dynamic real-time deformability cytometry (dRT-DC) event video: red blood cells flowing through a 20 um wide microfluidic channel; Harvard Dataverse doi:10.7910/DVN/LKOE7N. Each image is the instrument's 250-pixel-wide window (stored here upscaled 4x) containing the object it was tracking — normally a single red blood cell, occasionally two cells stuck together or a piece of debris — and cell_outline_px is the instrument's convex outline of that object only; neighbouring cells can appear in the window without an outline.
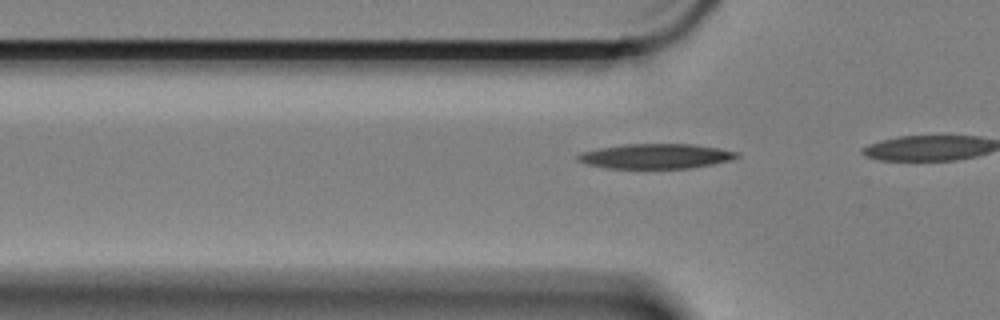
{"species": "Egyptian fruit bat (a non-hibernating species)", "species_latin": "Rousettus aegyptiacus", "temperature_condition": "cold", "stored_images_in_passage": 7, "camera_frame_rate_fps": 3000, "um_per_image_px": 0.085, "animal": {"sex": "female"}, "frame": {"image": 1, "passage_image": 4, "time_ms": 1.0, "image_size_px": [1000, 320], "cell_outline_px": [[740, 156], [728, 160], [712, 164], [688, 168], [608, 168], [588, 164], [576, 160], [576, 156], [584, 152], [600, 148], [624, 144], [696, 144], [740, 152]], "centroid_in_image_um": [55.77, 13.27], "position_along_channel_um": 70.0, "area_um2": 22.83}}